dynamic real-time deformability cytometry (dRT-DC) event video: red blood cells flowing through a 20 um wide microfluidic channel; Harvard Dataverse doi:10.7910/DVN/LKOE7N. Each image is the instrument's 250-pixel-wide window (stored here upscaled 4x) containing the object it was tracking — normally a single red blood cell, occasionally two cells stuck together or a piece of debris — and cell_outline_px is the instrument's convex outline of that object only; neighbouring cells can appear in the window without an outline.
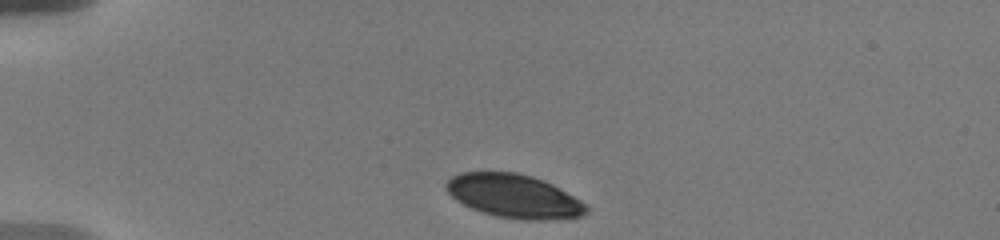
{"species": "human", "species_latin": "Homo sapiens", "temperature_condition": "warm", "stored_images_in_passage": 36, "camera_frame_rate_fps": 3000, "um_per_image_px": 0.085, "donor": {"sex": "male"}, "frame": {"image": 1, "passage_image": 1, "time_ms": 0.0, "image_size_px": [1000, 240], "cell_outline_px": [[588, 212], [580, 216], [548, 220], [520, 220], [496, 216], [472, 208], [456, 200], [444, 188], [444, 184], [452, 176], [460, 172], [516, 172], [532, 176], [544, 180], [552, 184], [588, 204]], "centroid_in_image_um": [43.7, 16.67], "position_along_channel_um": 41.3, "area_um2": 35.66}}
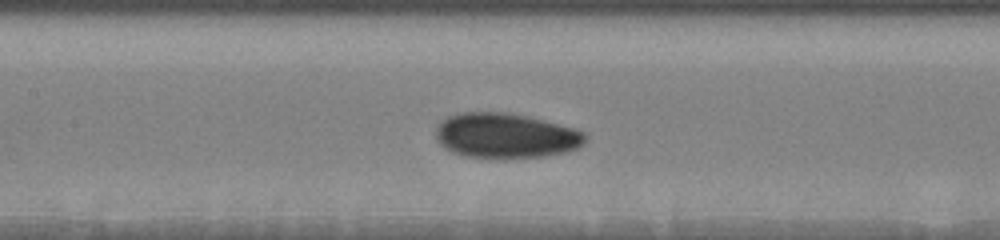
{"frame": {"image": 2, "passage_image": 13, "time_ms": 4.667, "image_size_px": [1000, 240], "cell_outline_px": [[588, 136], [584, 144], [580, 148], [568, 152], [544, 156], [504, 160], [496, 160], [464, 156], [452, 152], [444, 148], [436, 140], [436, 128], [440, 120], [448, 116], [460, 112], [508, 112], [528, 116], [572, 128], [584, 132]], "centroid_in_image_um": [42.97, 11.56], "position_along_channel_um": 164.4, "area_um2": 40.23}}
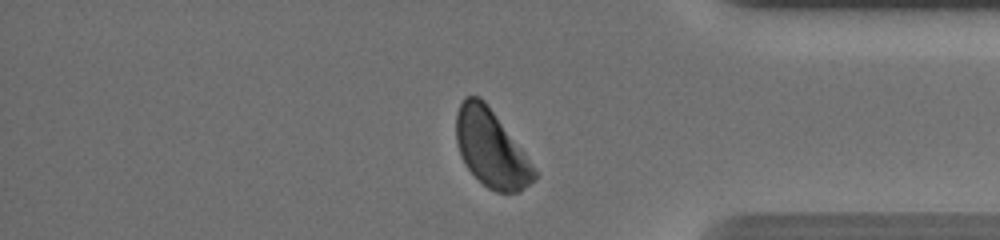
{"frame": {"image": 3, "passage_image": 30, "time_ms": 11.333, "image_size_px": [1000, 240], "cell_outline_px": [[536, 176], [520, 192], [496, 192], [488, 188], [464, 164], [456, 140], [456, 112], [464, 96], [480, 96], [484, 100], [524, 152], [536, 168]], "centroid_in_image_um": [41.73, 12.61], "position_along_channel_um": 393.5, "area_um2": 34.62}, "authors_computed_cell_mechanics": {"area_um2": 36.7319, "velocity_mm_per_s": 3.612, "shape_relaxation_time_tau1_ms": 2.502, "shape_relaxation_time_tau2_ms": 5.519, "deformation_change_tau1": 0.0999, "deformation_change_tau2": 0.093}}